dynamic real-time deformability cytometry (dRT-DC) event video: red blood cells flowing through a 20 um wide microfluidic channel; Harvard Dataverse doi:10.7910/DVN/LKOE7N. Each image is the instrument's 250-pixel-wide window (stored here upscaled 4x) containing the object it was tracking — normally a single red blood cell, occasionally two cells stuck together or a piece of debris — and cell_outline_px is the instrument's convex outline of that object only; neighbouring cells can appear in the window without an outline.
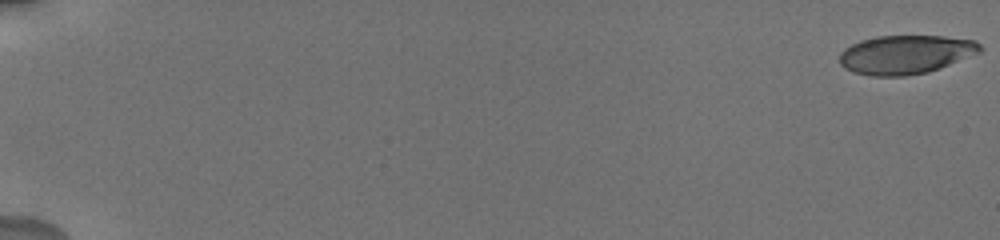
{"species": "human", "species_latin": "Homo sapiens", "temperature_condition": "cold", "stored_images_in_passage": 44, "camera_frame_rate_fps": 3000, "um_per_image_px": 0.085, "donor": {"sex": "male"}, "frame": {"image": 1, "passage_image": 1, "time_ms": 0.0, "image_size_px": [1000, 240], "cell_outline_px": [[984, 48], [980, 52], [940, 68], [928, 72], [904, 76], [872, 76], [852, 72], [844, 68], [840, 64], [840, 52], [844, 48], [860, 40], [876, 36], [944, 36], [976, 40]], "centroid_in_image_um": [76.97, 4.63], "position_along_channel_um": 8.0, "area_um2": 31.96}}
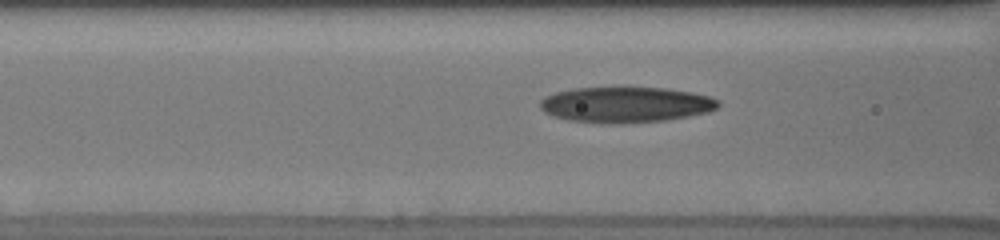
{"frame": {"image": 2, "passage_image": 16, "time_ms": 8.333, "image_size_px": [1000, 240], "cell_outline_px": [[720, 104], [716, 108], [708, 112], [688, 116], [664, 120], [620, 124], [608, 124], [568, 120], [552, 116], [544, 112], [540, 108], [540, 100], [544, 96], [556, 92], [572, 88], [664, 88], [692, 92], [708, 96], [720, 100]], "centroid_in_image_um": [53.15, 8.9], "position_along_channel_um": 113.4, "area_um2": 37.11}}
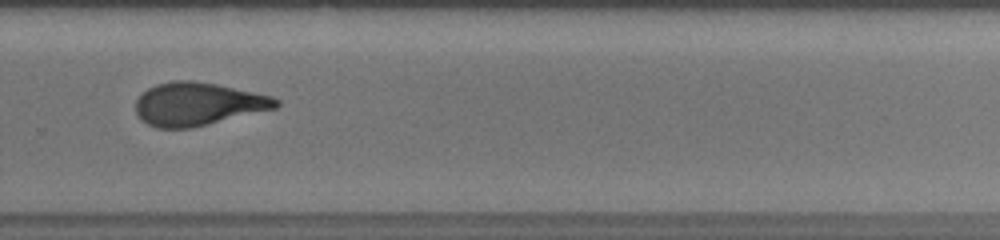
{"frame": {"image": 3, "passage_image": 31, "time_ms": 13.667, "image_size_px": [1000, 240], "cell_outline_px": [[280, 104], [276, 108], [188, 128], [156, 128], [140, 120], [136, 112], [136, 100], [148, 88], [156, 84], [172, 80], [192, 80], [216, 84], [272, 96], [280, 100]], "centroid_in_image_um": [16.79, 8.83], "position_along_channel_um": 313.0, "area_um2": 34.91}, "authors_computed_cell_mechanics": {"area_um2": 34.9979, "velocity_mm_per_s": 3.753, "shape_relaxation_time_tau1_ms": 4.391, "shape_relaxation_time_tau2_ms": 1.9884, "deformation_change_tau1": 0.1844, "deformation_change_tau2": 0.1047}}